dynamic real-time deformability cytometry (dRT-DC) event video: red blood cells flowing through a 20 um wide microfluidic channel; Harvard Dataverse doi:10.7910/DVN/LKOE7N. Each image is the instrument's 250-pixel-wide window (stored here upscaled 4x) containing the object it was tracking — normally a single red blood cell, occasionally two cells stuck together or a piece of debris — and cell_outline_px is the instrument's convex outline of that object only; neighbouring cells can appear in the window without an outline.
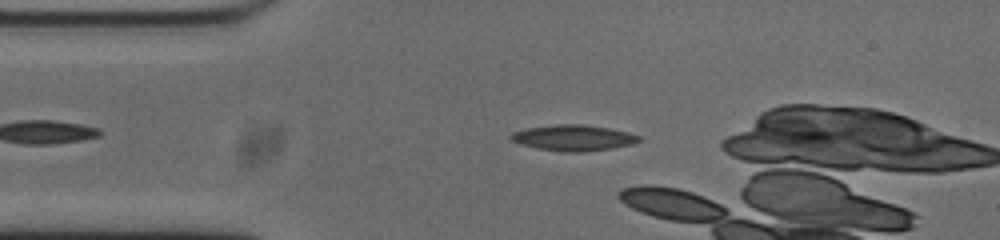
{"species": "common noctule bat (a hibernating species)", "species_latin": "Nyctalus noctula", "temperature_condition": "cold", "stored_images_in_passage": 10, "camera_frame_rate_fps": 3000, "um_per_image_px": 0.085, "animal": {"sex": "male", "body_mass_g": 20.0, "forearm_length_mm": 53.3}, "frame": {"image": 1, "passage_image": 6, "time_ms": 1.667, "image_size_px": [1000, 240], "cell_outline_px": [[644, 140], [632, 144], [612, 148], [584, 152], [560, 152], [536, 148], [520, 144], [512, 140], [508, 136], [512, 132], [528, 128], [556, 124], [580, 124], [608, 128], [628, 132], [640, 136]], "centroid_in_image_um": [48.75, 11.72], "position_along_channel_um": 36.3, "area_um2": 19.42}}